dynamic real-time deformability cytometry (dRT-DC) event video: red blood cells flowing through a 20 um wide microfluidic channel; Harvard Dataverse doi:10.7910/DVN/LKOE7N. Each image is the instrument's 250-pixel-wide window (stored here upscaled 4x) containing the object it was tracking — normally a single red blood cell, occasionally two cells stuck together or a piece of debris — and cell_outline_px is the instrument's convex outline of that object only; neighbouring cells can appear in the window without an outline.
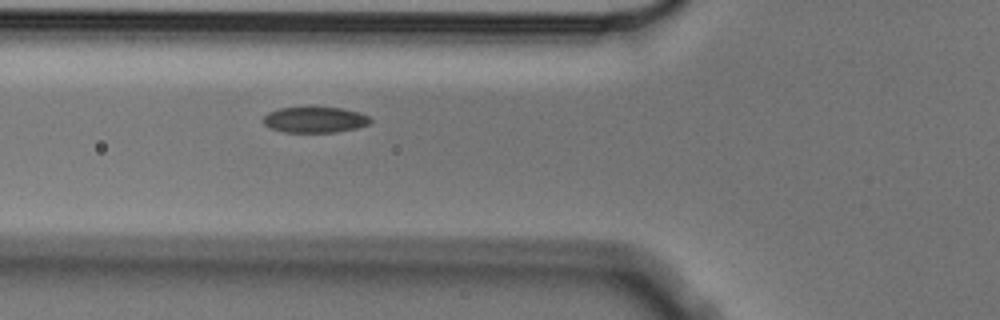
{"species": "Egyptian fruit bat (a non-hibernating species)", "species_latin": "Rousettus aegyptiacus", "temperature_condition": "cold", "stored_images_in_passage": 7, "camera_frame_rate_fps": 3000, "um_per_image_px": 0.085, "animal": {"sex": "male"}, "frame": {"image": 1, "passage_image": 7, "time_ms": 2.0, "image_size_px": [1000, 320], "cell_outline_px": [[372, 120], [368, 124], [356, 128], [336, 132], [284, 132], [268, 128], [264, 124], [264, 116], [268, 112], [280, 108], [340, 108], [360, 112], [368, 116]], "centroid_in_image_um": [26.75, 10.19], "position_along_channel_um": 99.0, "area_um2": 15.95}}